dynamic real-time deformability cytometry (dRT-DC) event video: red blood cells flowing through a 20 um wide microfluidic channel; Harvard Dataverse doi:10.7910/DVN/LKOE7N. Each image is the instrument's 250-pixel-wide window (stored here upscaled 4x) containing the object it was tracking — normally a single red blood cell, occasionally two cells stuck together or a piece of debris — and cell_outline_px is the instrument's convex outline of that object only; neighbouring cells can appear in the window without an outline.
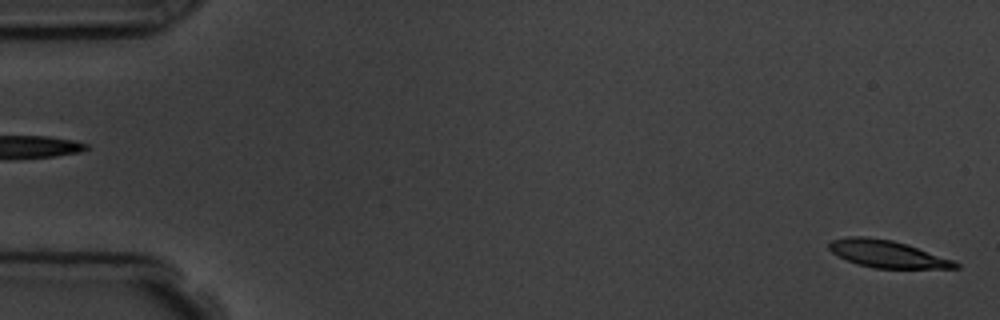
{"species": "common noctule bat (a hibernating species)", "species_latin": "Nyctalus noctula", "temperature_condition": "room temperature", "stored_images_in_passage": 6, "segment_of_instrument_passage": [2, 2], "camera_frame_rate_fps": 3000, "um_per_image_px": 0.085, "animal": {"sex": "male", "body_mass_g": 19.5, "forearm_length_mm": 54.6}, "frame": {"image": 1, "passage_image": 6, "time_ms": 5.667, "image_size_px": [1000, 320], "cell_outline_px": [[960, 268], [872, 268], [856, 264], [832, 252], [828, 248], [828, 244], [832, 240], [848, 236], [864, 236], [892, 240], [908, 244], [952, 260], [960, 264]], "centroid_in_image_um": [75.4, 21.58], "position_along_channel_um": 9.6, "area_um2": 19.94}}